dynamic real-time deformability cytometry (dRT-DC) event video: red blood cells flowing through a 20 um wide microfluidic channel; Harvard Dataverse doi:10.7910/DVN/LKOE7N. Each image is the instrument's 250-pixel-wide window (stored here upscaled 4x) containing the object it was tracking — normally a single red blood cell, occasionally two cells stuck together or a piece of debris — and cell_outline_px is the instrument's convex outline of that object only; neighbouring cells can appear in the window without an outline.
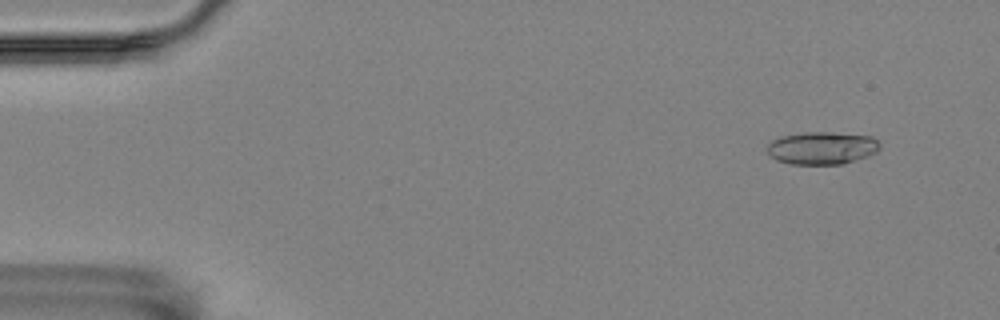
{"species": "Egyptian fruit bat (a non-hibernating species)", "species_latin": "Rousettus aegyptiacus", "temperature_condition": "room temperature", "stored_images_in_passage": 9, "camera_frame_rate_fps": 3000, "um_per_image_px": 0.085, "animal": {"sex": "female"}, "frame": {"image": 1, "passage_image": 1, "time_ms": 0.0, "image_size_px": [1000, 320], "cell_outline_px": [[880, 148], [876, 152], [868, 156], [844, 164], [788, 164], [776, 160], [768, 152], [768, 144], [772, 140], [780, 136], [804, 132], [832, 132], [872, 136], [880, 144]], "centroid_in_image_um": [69.87, 12.58], "position_along_channel_um": 15.1, "area_um2": 21.56}}
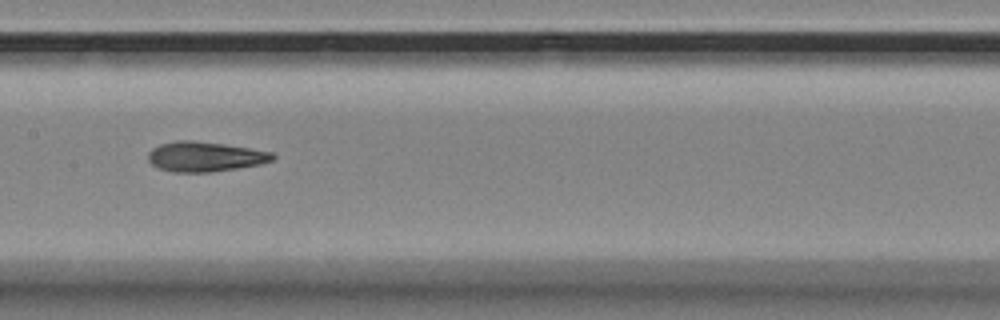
{"frame": {"image": 2, "passage_image": 8, "time_ms": 2.333, "image_size_px": [1000, 320], "cell_outline_px": [[276, 156], [272, 160], [260, 164], [212, 172], [172, 172], [160, 168], [152, 164], [148, 160], [148, 152], [152, 148], [160, 144], [176, 140], [192, 140], [224, 144], [272, 152]], "centroid_in_image_um": [17.39, 13.31], "position_along_channel_um": 190.0, "area_um2": 21.62}}
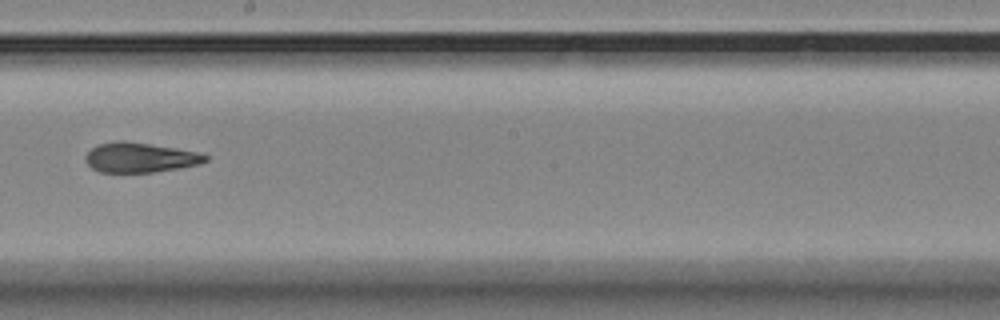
{"frame": {"image": 3, "passage_image": 9, "time_ms": 2.667, "image_size_px": [1000, 320], "cell_outline_px": [[208, 160], [200, 164], [180, 168], [152, 172], [100, 172], [92, 168], [84, 160], [84, 156], [96, 144], [120, 140], [124, 140], [176, 148], [196, 152], [208, 156]], "centroid_in_image_um": [11.87, 13.38], "position_along_channel_um": 236.3, "area_um2": 20.87}}